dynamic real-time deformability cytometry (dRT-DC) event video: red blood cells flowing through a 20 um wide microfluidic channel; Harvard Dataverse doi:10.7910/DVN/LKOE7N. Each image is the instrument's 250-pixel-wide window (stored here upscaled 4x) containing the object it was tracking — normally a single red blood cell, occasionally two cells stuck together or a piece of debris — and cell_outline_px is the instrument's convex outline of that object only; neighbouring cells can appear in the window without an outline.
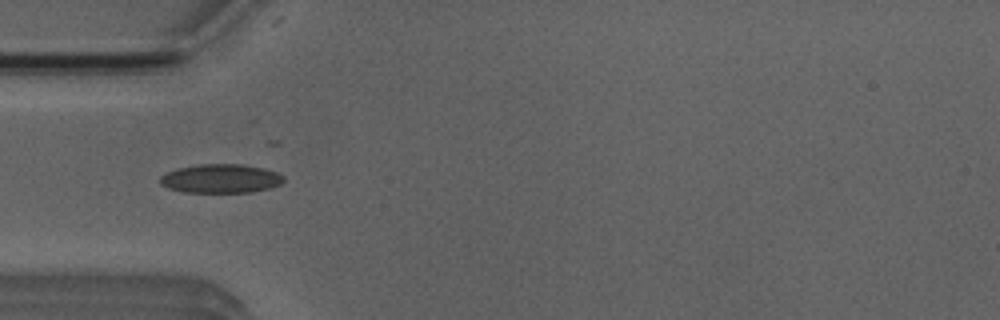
{"species": "Egyptian fruit bat (a non-hibernating species)", "species_latin": "Rousettus aegyptiacus", "temperature_condition": "room temperature", "stored_images_in_passage": 6, "camera_frame_rate_fps": 3000, "um_per_image_px": 0.085, "animal": {"sex": "male"}, "frame": {"image": 1, "passage_image": 4, "time_ms": 4.333, "image_size_px": [1000, 320], "cell_outline_px": [[284, 180], [280, 184], [272, 188], [248, 192], [184, 192], [168, 188], [160, 184], [160, 176], [176, 168], [200, 164], [240, 164], [264, 168], [276, 172], [284, 176]], "centroid_in_image_um": [18.76, 15.18], "position_along_channel_um": 66.2, "area_um2": 20.81}}